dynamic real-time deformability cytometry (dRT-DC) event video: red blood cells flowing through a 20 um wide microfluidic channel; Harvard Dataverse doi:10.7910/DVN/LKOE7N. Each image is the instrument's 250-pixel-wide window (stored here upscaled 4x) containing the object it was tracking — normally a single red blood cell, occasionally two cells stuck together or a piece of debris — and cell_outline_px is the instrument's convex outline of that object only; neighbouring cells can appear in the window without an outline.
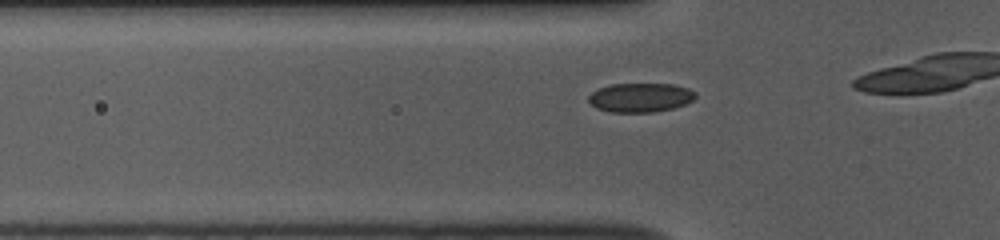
{"species": "common noctule bat (a hibernating species)", "species_latin": "Nyctalus noctula", "temperature_condition": "room temperature", "stored_images_in_passage": 15, "camera_frame_rate_fps": 3000, "um_per_image_px": 0.085, "animal": {"sex": "female", "body_mass_g": 10.0, "forearm_length_mm": 53.1}, "frame": {"image": 1, "passage_image": 9, "time_ms": 2.667, "image_size_px": [1000, 240], "cell_outline_px": [[696, 96], [692, 100], [684, 104], [672, 108], [656, 112], [612, 112], [596, 108], [588, 100], [588, 96], [592, 92], [600, 88], [612, 84], [672, 84], [688, 88], [696, 92]], "centroid_in_image_um": [54.43, 8.29], "position_along_channel_um": 71.4, "area_um2": 18.03}}
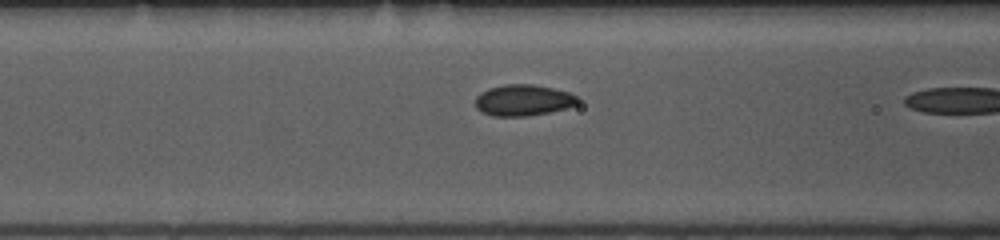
{"frame": {"image": 2, "passage_image": 13, "time_ms": 4.0, "image_size_px": [1000, 240], "cell_outline_px": [[580, 100], [576, 104], [568, 108], [528, 116], [492, 116], [480, 112], [476, 108], [476, 96], [480, 92], [488, 88], [504, 84], [532, 84], [552, 88], [568, 92], [576, 96]], "centroid_in_image_um": [44.44, 8.52], "position_along_channel_um": 122.2, "area_um2": 18.73}}